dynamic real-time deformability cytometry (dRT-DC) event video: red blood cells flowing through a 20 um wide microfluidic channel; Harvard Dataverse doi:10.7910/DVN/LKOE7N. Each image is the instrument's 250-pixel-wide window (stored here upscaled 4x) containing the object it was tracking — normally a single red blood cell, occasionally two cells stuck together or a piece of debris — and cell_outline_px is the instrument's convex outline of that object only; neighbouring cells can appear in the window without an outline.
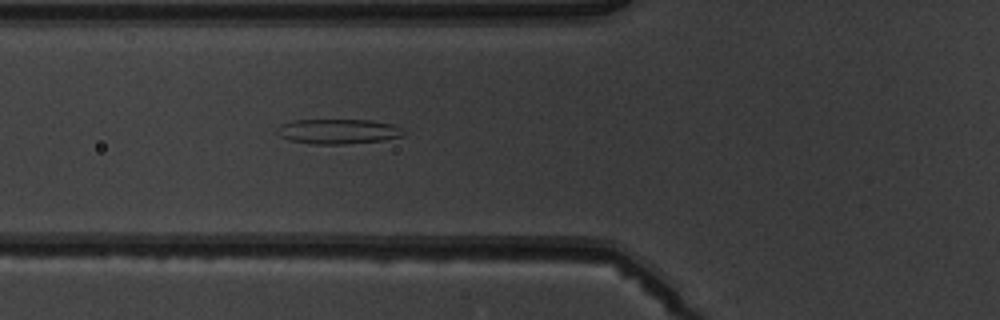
{"species": "common noctule bat (a hibernating species)", "species_latin": "Nyctalus noctula", "temperature_condition": "warm", "stored_images_in_passage": 3, "camera_frame_rate_fps": 3000, "um_per_image_px": 0.085, "animal": {"sex": "male", "body_mass_g": 19.5, "forearm_length_mm": 54.6}, "frame": {"image": 1, "passage_image": 3, "time_ms": 2.333, "image_size_px": [1000, 320], "cell_outline_px": [[404, 136], [384, 140], [344, 144], [312, 144], [288, 140], [280, 136], [276, 132], [280, 124], [292, 120], [372, 120], [392, 124], [404, 128]], "centroid_in_image_um": [28.75, 11.17], "position_along_channel_um": 97.0, "area_um2": 18.55}}